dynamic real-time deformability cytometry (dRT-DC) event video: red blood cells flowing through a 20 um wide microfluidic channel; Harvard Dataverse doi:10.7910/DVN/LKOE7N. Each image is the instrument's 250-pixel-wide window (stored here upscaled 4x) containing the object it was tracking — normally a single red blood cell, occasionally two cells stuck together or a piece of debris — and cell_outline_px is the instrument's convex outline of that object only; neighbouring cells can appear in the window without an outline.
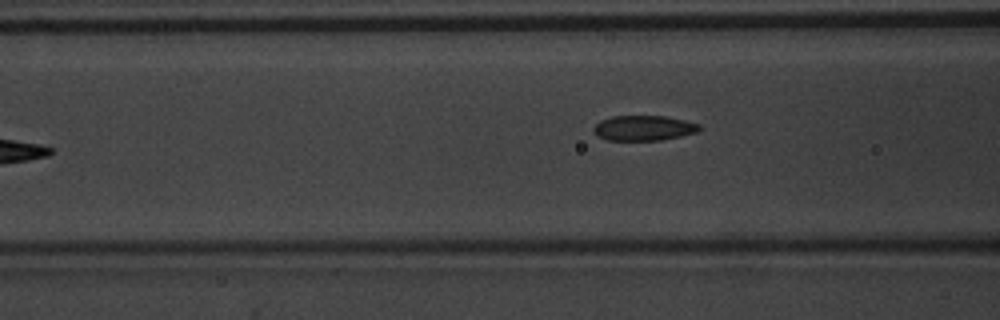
{"species": "common noctule bat (a hibernating species)", "species_latin": "Nyctalus noctula", "temperature_condition": "warm", "stored_images_in_passage": 4, "camera_frame_rate_fps": 3000, "um_per_image_px": 0.085, "animal": {"sex": "male", "body_mass_g": 20.1, "forearm_length_mm": 53.5}, "frame": {"image": 1, "passage_image": 4, "time_ms": 1.0, "image_size_px": [1000, 320], "cell_outline_px": [[700, 128], [696, 132], [680, 136], [660, 140], [608, 140], [596, 136], [592, 128], [600, 120], [612, 116], [664, 116], [684, 120], [700, 124]], "centroid_in_image_um": [54.67, 10.88], "position_along_channel_um": 111.9, "area_um2": 15.43}}